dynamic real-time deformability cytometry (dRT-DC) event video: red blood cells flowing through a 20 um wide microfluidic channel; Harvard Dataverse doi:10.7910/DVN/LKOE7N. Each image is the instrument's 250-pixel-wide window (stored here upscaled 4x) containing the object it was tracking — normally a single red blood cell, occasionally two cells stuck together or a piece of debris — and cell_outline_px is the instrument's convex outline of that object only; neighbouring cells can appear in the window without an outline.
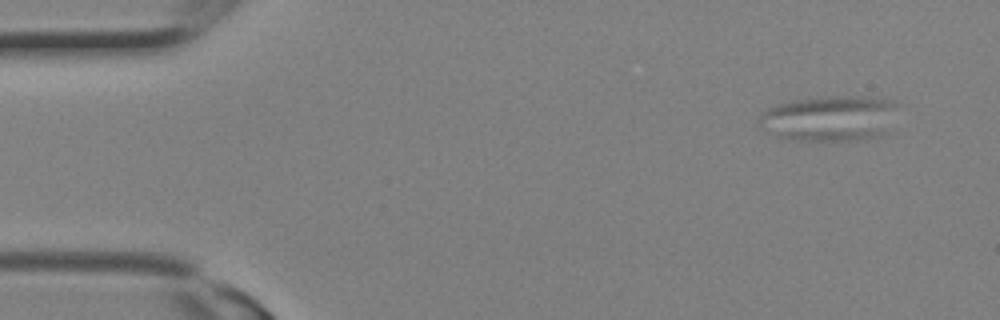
{"species": "Egyptian fruit bat (a non-hibernating species)", "species_latin": "Rousettus aegyptiacus", "temperature_condition": "room temperature", "stored_images_in_passage": 3, "camera_frame_rate_fps": 3000, "um_per_image_px": 0.085, "animal": {"sex": "female"}, "frame": {"image": 1, "passage_image": 1, "time_ms": 0.0, "image_size_px": [1000, 320], "cell_outline_px": [[900, 104], [884, 132], [880, 136], [860, 140], [796, 140], [772, 136], [764, 132], [760, 128], [760, 112], [764, 108], [776, 104], [796, 100], [836, 96], [868, 96], [896, 100]], "centroid_in_image_um": [70.48, 10.05], "position_along_channel_um": 14.5, "area_um2": 37.22}}